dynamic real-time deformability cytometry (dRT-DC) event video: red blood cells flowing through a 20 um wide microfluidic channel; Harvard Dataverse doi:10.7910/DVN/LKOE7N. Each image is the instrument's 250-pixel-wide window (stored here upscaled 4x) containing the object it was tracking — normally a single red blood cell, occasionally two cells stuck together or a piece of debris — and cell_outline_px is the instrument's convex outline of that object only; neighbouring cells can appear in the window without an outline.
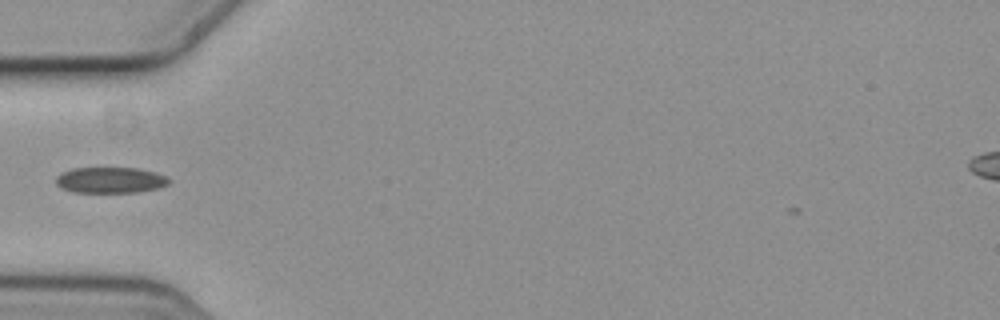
{"species": "common noctule bat (a hibernating species)", "species_latin": "Nyctalus noctula", "temperature_condition": "cold", "stored_images_in_passage": 4, "camera_frame_rate_fps": 3000, "um_per_image_px": 0.085, "animal": {"sex": "female", "body_mass_g": 19.3, "forearm_length_mm": 54.1}, "frame": {"image": 1, "passage_image": 1, "time_ms": 0.0, "image_size_px": [1000, 320], "cell_outline_px": [[172, 180], [168, 184], [160, 188], [136, 192], [72, 192], [60, 188], [56, 184], [56, 176], [60, 172], [72, 168], [136, 168], [156, 172], [168, 176]], "centroid_in_image_um": [9.39, 15.3], "position_along_channel_um": 75.6, "area_um2": 17.34}}
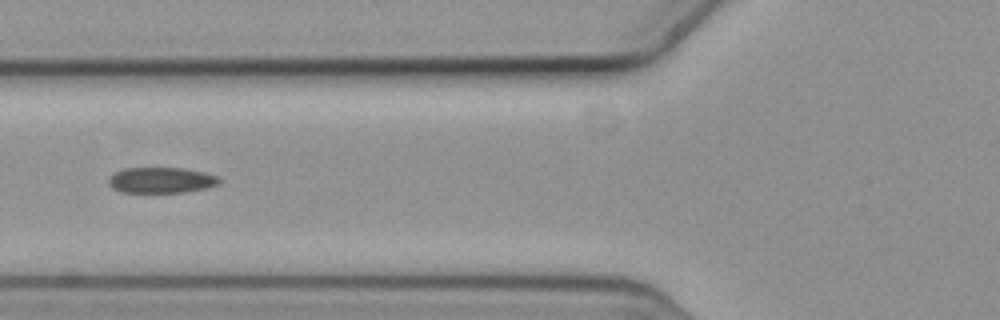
{"frame": {"image": 2, "passage_image": 2, "time_ms": 0.333, "image_size_px": [1000, 320], "cell_outline_px": [[220, 184], [208, 188], [184, 192], [120, 192], [112, 188], [108, 184], [108, 180], [116, 172], [124, 168], [184, 168], [204, 172], [216, 176], [220, 180]], "centroid_in_image_um": [13.72, 15.32], "position_along_channel_um": 112.1, "area_um2": 16.59}}
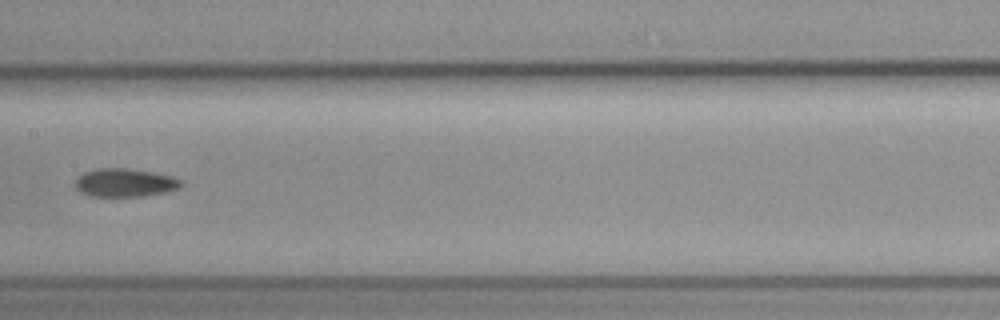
{"frame": {"image": 3, "passage_image": 4, "time_ms": 1.0, "image_size_px": [1000, 320], "cell_outline_px": [[184, 184], [180, 188], [164, 192], [144, 196], [88, 196], [80, 192], [76, 188], [76, 180], [84, 172], [96, 168], [128, 168], [152, 172], [172, 176], [184, 180]], "centroid_in_image_um": [10.65, 15.52], "position_along_channel_um": 196.8, "area_um2": 17.57}}